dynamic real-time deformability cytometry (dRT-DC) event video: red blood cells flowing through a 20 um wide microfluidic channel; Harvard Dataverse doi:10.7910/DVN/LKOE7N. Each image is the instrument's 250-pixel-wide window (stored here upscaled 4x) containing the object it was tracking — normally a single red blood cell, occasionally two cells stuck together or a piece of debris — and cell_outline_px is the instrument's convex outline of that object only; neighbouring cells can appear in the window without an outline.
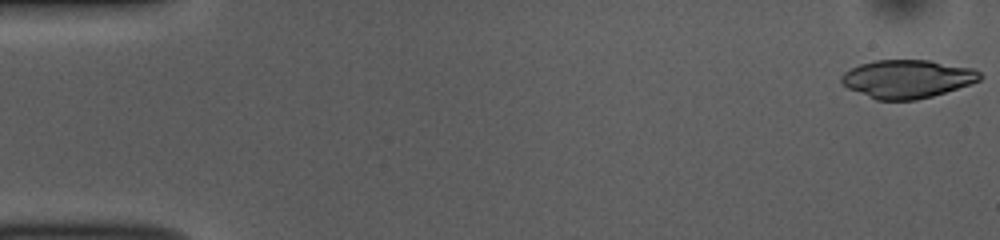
{"species": "common noctule bat (a hibernating species)", "species_latin": "Nyctalus noctula", "temperature_condition": "room temperature", "stored_images_in_passage": 52, "camera_frame_rate_fps": 3000, "um_per_image_px": 0.085, "animal": {"sex": "female", "body_mass_g": 10.0, "forearm_length_mm": 53.1}, "frame": {"image": 1, "passage_image": 1, "time_ms": 0.0, "image_size_px": [1000, 240], "cell_outline_px": [[984, 76], [980, 80], [972, 84], [932, 96], [916, 100], [876, 100], [848, 88], [840, 80], [840, 76], [844, 72], [860, 64], [876, 60], [928, 60], [972, 68], [980, 72]], "centroid_in_image_um": [77.14, 6.71], "position_along_channel_um": 7.9, "area_um2": 30.87}}